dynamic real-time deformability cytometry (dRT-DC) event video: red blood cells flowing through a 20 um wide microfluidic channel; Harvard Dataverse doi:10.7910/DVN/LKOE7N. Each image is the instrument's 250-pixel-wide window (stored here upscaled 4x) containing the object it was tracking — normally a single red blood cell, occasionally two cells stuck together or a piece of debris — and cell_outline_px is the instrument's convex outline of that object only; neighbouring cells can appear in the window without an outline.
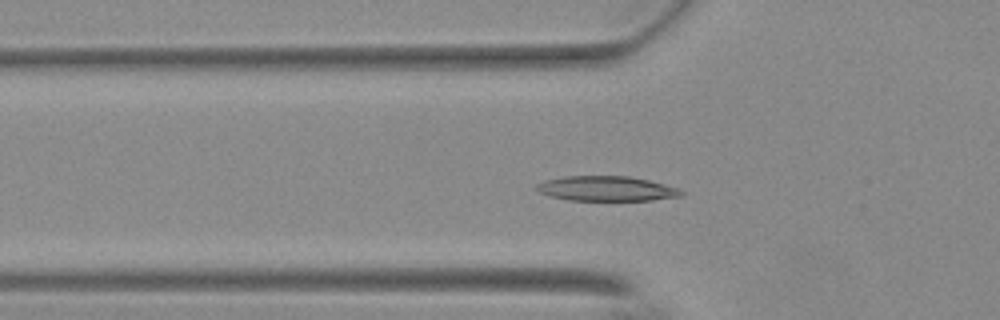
{"species": "Egyptian fruit bat (a non-hibernating species)", "species_latin": "Rousettus aegyptiacus", "temperature_condition": "warm", "stored_images_in_passage": 56, "camera_frame_rate_fps": 3000, "um_per_image_px": 0.085, "animal": {"sex": "female"}, "frame": {"image": 1, "passage_image": 19, "time_ms": 6.0, "image_size_px": [1000, 320], "cell_outline_px": [[684, 196], [652, 200], [568, 200], [552, 196], [540, 192], [532, 188], [536, 184], [544, 180], [564, 176], [628, 176], [648, 180], [664, 184], [676, 188], [684, 192]], "centroid_in_image_um": [51.52, 16.03], "position_along_channel_um": 74.3, "area_um2": 20.98}}
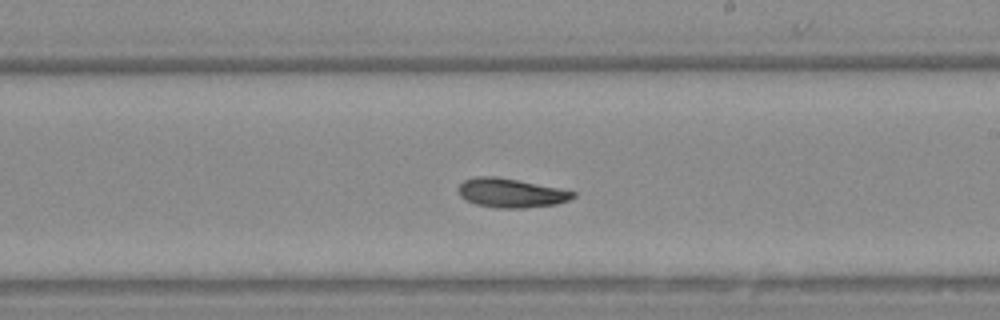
{"frame": {"image": 2, "passage_image": 33, "time_ms": 10.667, "image_size_px": [1000, 320], "cell_outline_px": [[576, 196], [568, 200], [556, 204], [524, 208], [492, 208], [476, 204], [460, 196], [456, 188], [464, 180], [476, 176], [496, 176], [576, 192]], "centroid_in_image_um": [43.38, 16.41], "position_along_channel_um": 245.6, "area_um2": 19.31}}
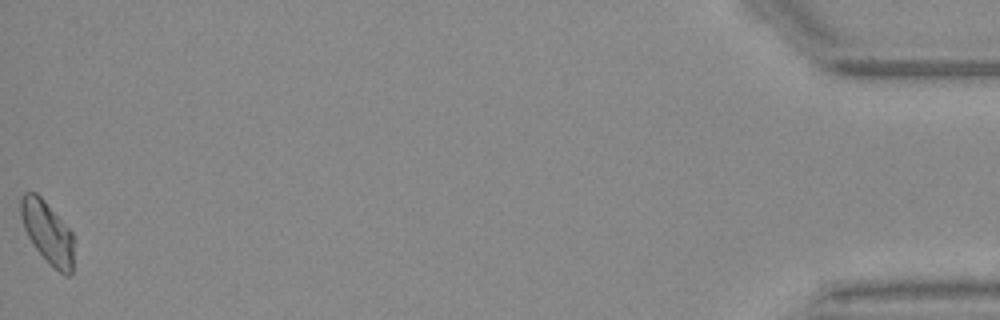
{"frame": {"image": 3, "passage_image": 56, "time_ms": 18.333, "image_size_px": [1000, 320], "cell_outline_px": [[72, 276], [64, 276], [32, 244], [24, 228], [20, 216], [20, 196], [24, 192], [36, 192], [44, 200], [72, 232]], "centroid_in_image_um": [4.01, 19.71], "position_along_channel_um": 431.2, "area_um2": 18.84}, "authors_computed_cell_mechanics": {"area_um2": 19.4497, "velocity_mm_per_s": 3.6734, "shape_relaxation_time_tau1_ms": 4.2032, "shape_relaxation_time_tau2_ms": 4.4655, "deformation_change_tau1": 0.1395, "deformation_change_tau2": 0.0861}}